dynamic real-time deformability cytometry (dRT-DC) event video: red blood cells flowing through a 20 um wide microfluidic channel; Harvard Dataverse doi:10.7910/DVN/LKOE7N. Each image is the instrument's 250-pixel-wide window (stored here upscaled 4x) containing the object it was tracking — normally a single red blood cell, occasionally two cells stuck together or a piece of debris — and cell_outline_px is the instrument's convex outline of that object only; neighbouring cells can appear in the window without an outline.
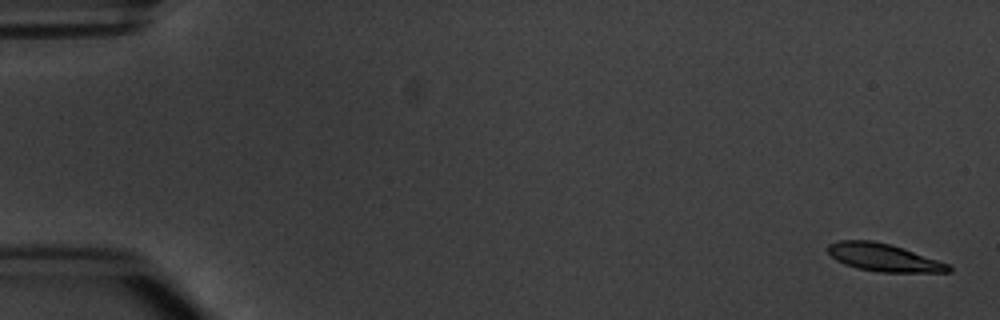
{"species": "common noctule bat (a hibernating species)", "species_latin": "Nyctalus noctula", "temperature_condition": "warm", "stored_images_in_passage": 5, "camera_frame_rate_fps": 3000, "um_per_image_px": 0.085, "animal": {"sex": "male", "body_mass_g": 20.1, "forearm_length_mm": 53.5}, "frame": {"image": 1, "passage_image": 1, "time_ms": 0.0, "image_size_px": [1000, 320], "cell_outline_px": [[952, 272], [880, 272], [856, 268], [844, 264], [836, 260], [828, 252], [828, 244], [840, 240], [872, 240], [892, 244], [952, 264]], "centroid_in_image_um": [75.16, 21.88], "position_along_channel_um": 9.8, "area_um2": 19.77}}
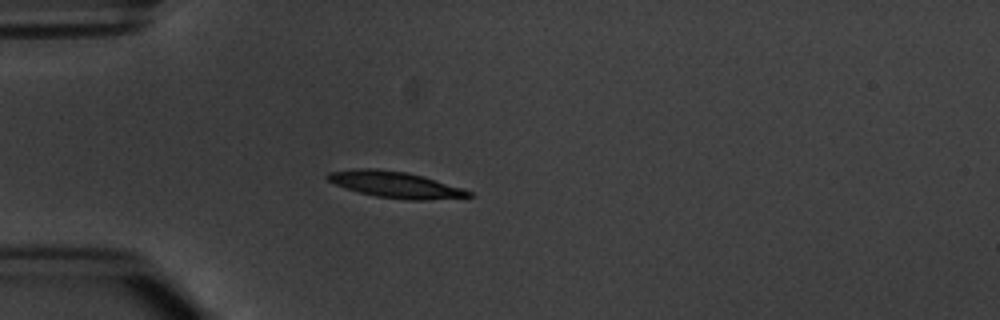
{"frame": {"image": 2, "passage_image": 5, "time_ms": 4.667, "image_size_px": [1000, 320], "cell_outline_px": [[476, 196], [428, 200], [408, 200], [376, 196], [344, 188], [328, 180], [324, 176], [328, 172], [356, 168], [376, 168], [408, 172], [424, 176], [464, 188], [472, 192]], "centroid_in_image_um": [33.63, 15.68], "position_along_channel_um": 51.4, "area_um2": 21.85}}